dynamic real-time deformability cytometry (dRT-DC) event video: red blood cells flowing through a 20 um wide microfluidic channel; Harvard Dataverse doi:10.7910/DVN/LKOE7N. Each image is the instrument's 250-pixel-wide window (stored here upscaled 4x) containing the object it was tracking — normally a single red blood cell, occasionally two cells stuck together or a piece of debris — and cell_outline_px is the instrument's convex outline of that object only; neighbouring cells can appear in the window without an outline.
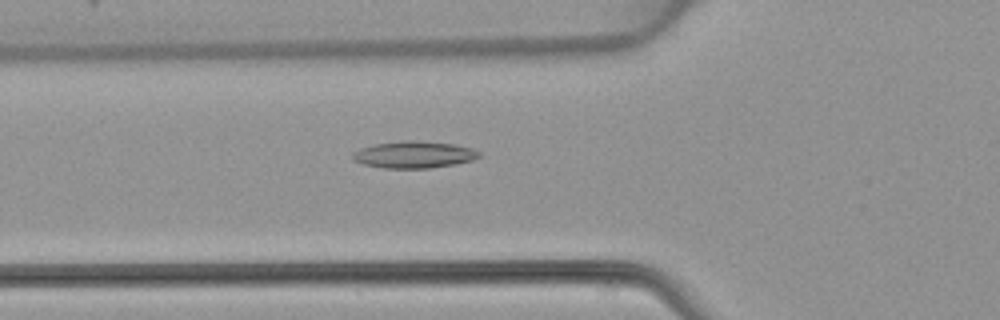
{"species": "common noctule bat (a hibernating species)", "species_latin": "Nyctalus noctula", "temperature_condition": "warm", "stored_images_in_passage": 48, "camera_frame_rate_fps": 3000, "um_per_image_px": 0.085, "animal": {"sex": "female", "body_mass_g": 22.7, "forearm_length_mm": 54.2}, "frame": {"image": 1, "passage_image": 17, "time_ms": 5.333, "image_size_px": [1000, 320], "cell_outline_px": [[480, 156], [472, 160], [456, 164], [428, 168], [380, 168], [364, 164], [352, 160], [352, 152], [360, 148], [376, 144], [400, 140], [416, 140], [452, 144], [472, 148], [480, 152]], "centroid_in_image_um": [35.15, 13.14], "position_along_channel_um": 90.6, "area_um2": 19.88}}
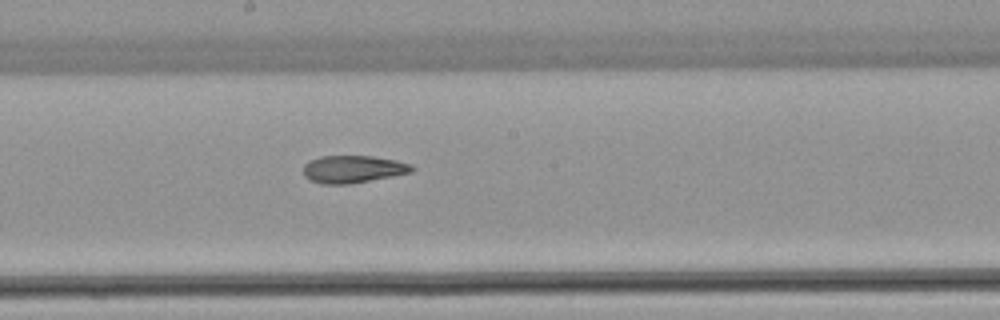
{"frame": {"image": 2, "passage_image": 26, "time_ms": 8.333, "image_size_px": [1000, 320], "cell_outline_px": [[416, 168], [412, 172], [392, 176], [348, 184], [320, 184], [308, 180], [304, 176], [304, 164], [308, 160], [320, 156], [372, 156], [396, 160], [412, 164]], "centroid_in_image_um": [29.99, 14.37], "position_along_channel_um": 218.2, "area_um2": 17.51}}
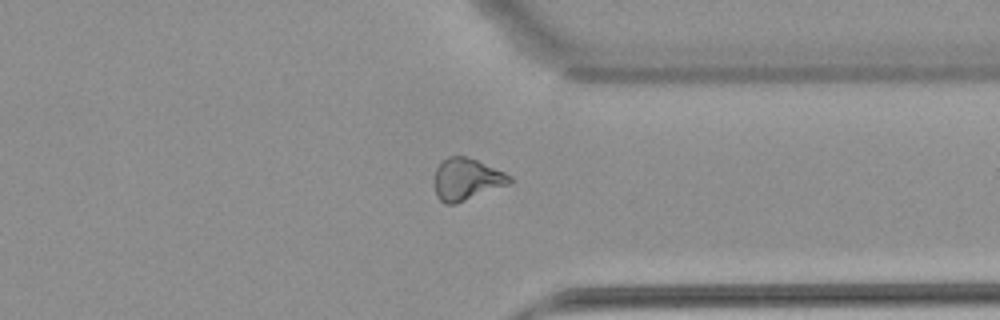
{"frame": {"image": 3, "passage_image": 37, "time_ms": 12.0, "image_size_px": [1000, 320], "cell_outline_px": [[512, 180], [508, 184], [456, 204], [444, 204], [436, 196], [432, 180], [436, 168], [448, 156], [464, 156], [476, 160], [504, 172], [512, 176]], "centroid_in_image_um": [39.6, 15.25], "position_along_channel_um": 371.8, "area_um2": 18.38}}